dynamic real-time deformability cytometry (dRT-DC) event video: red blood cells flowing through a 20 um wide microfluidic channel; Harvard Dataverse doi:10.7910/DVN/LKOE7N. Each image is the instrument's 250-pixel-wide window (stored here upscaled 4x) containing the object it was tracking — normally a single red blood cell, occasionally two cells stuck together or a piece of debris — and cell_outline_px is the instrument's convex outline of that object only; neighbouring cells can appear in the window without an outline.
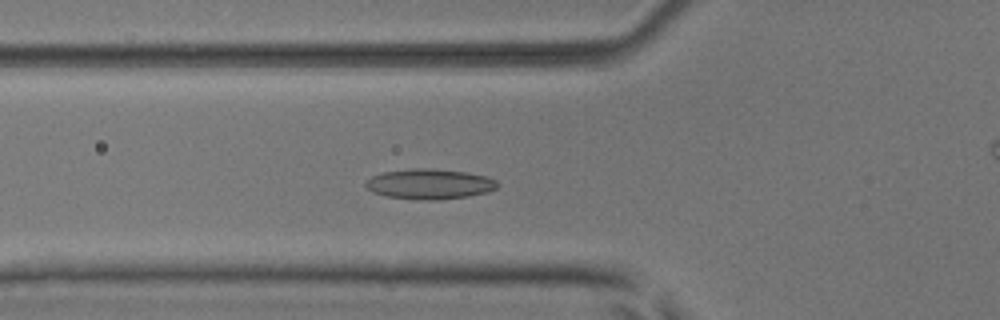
{"species": "common noctule bat (a hibernating species)", "species_latin": "Nyctalus noctula", "temperature_condition": "room temperature", "stored_images_in_passage": 52, "camera_frame_rate_fps": 3000, "um_per_image_px": 0.085, "animal": {"sex": "male", "body_mass_g": 17.9, "forearm_length_mm": 54.2}, "frame": {"image": 1, "passage_image": 19, "time_ms": 6.0, "image_size_px": [1000, 320], "cell_outline_px": [[500, 184], [496, 188], [488, 192], [468, 196], [436, 200], [424, 200], [388, 196], [372, 192], [364, 184], [372, 176], [384, 172], [412, 168], [428, 168], [468, 172], [488, 176], [496, 180]], "centroid_in_image_um": [36.56, 15.63], "position_along_channel_um": 89.2, "area_um2": 23.18}}
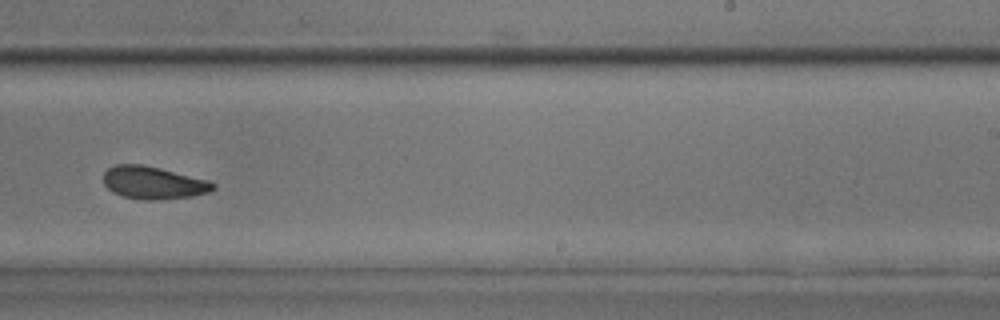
{"frame": {"image": 2, "passage_image": 33, "time_ms": 10.667, "image_size_px": [1000, 320], "cell_outline_px": [[216, 188], [208, 192], [192, 196], [156, 200], [148, 200], [124, 196], [112, 192], [104, 184], [104, 172], [108, 168], [116, 164], [144, 164], [208, 180], [216, 184]], "centroid_in_image_um": [13.03, 15.52], "position_along_channel_um": 276.0, "area_um2": 20.75}}
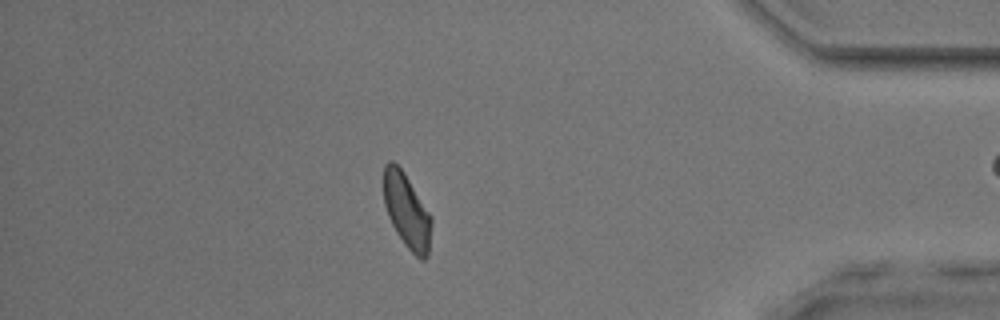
{"frame": {"image": 3, "passage_image": 45, "time_ms": 14.667, "image_size_px": [1000, 320], "cell_outline_px": [[432, 224], [428, 256], [424, 260], [420, 260], [404, 244], [396, 232], [388, 216], [384, 204], [384, 164], [388, 160], [392, 160], [404, 172], [432, 216]], "centroid_in_image_um": [34.59, 17.93], "position_along_channel_um": 400.6, "area_um2": 20.87}, "authors_computed_cell_mechanics": {"area_um2": 21.4438, "velocity_mm_per_s": 4.0115, "shape_relaxation_time_tau1_ms": 5.12, "shape_relaxation_time_tau2_ms": 3.1557, "deformation_change_tau1": 0.1105, "deformation_change_tau2": 0.0951}}